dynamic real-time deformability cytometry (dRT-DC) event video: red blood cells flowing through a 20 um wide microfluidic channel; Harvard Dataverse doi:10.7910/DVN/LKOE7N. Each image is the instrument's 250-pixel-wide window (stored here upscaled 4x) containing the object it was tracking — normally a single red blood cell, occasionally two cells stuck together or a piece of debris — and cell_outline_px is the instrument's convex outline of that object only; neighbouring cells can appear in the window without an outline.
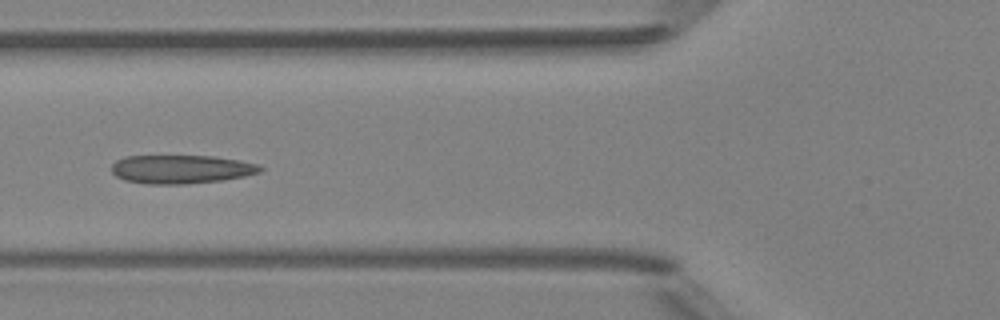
{"species": "Egyptian fruit bat (a non-hibernating species)", "species_latin": "Rousettus aegyptiacus", "temperature_condition": "room temperature", "stored_images_in_passage": 4, "camera_frame_rate_fps": 3000, "um_per_image_px": 0.085, "animal": {"sex": "female"}, "frame": {"image": 1, "passage_image": 4, "time_ms": 3.333, "image_size_px": [1000, 320], "cell_outline_px": [[264, 168], [260, 172], [244, 176], [220, 180], [188, 184], [148, 184], [124, 180], [116, 176], [112, 172], [112, 164], [116, 160], [124, 156], [212, 156], [236, 160], [256, 164]], "centroid_in_image_um": [15.35, 14.39], "position_along_channel_um": 110.5, "area_um2": 24.62}}